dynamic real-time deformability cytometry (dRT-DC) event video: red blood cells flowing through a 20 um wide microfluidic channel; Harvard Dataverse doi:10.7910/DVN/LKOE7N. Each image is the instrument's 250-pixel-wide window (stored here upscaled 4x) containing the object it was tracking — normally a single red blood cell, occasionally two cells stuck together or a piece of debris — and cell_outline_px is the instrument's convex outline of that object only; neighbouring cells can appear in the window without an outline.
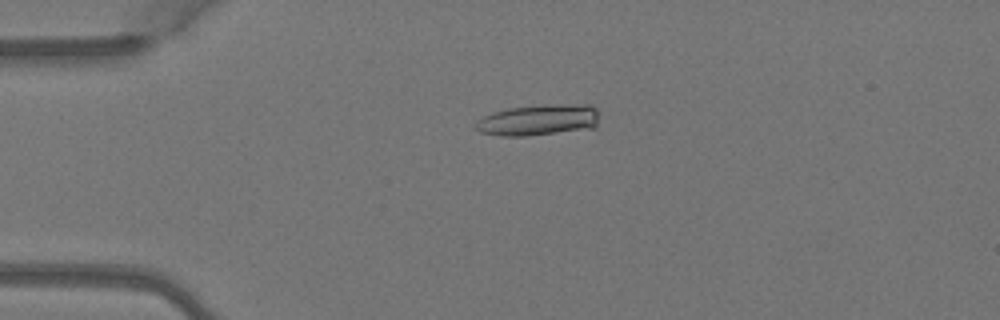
{"species": "Egyptian fruit bat (a non-hibernating species)", "species_latin": "Rousettus aegyptiacus", "temperature_condition": "warm", "stored_images_in_passage": 4, "camera_frame_rate_fps": 3000, "um_per_image_px": 0.085, "animal": {"sex": "female"}, "frame": {"image": 1, "passage_image": 4, "time_ms": 1.0, "image_size_px": [1000, 320], "cell_outline_px": [[596, 128], [528, 136], [500, 136], [480, 132], [472, 128], [472, 124], [476, 120], [492, 112], [508, 108], [544, 104], [592, 104], [596, 108]], "centroid_in_image_um": [45.71, 10.2], "position_along_channel_um": 39.3, "area_um2": 22.89}}